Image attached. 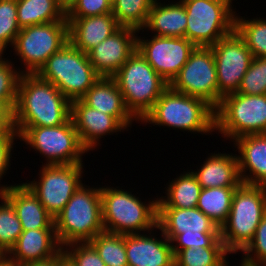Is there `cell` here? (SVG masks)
<instances>
[{
	"label": "cell",
	"mask_w": 266,
	"mask_h": 266,
	"mask_svg": "<svg viewBox=\"0 0 266 266\" xmlns=\"http://www.w3.org/2000/svg\"><path fill=\"white\" fill-rule=\"evenodd\" d=\"M71 115V102L37 74H21L13 110L14 126H59Z\"/></svg>",
	"instance_id": "obj_1"
},
{
	"label": "cell",
	"mask_w": 266,
	"mask_h": 266,
	"mask_svg": "<svg viewBox=\"0 0 266 266\" xmlns=\"http://www.w3.org/2000/svg\"><path fill=\"white\" fill-rule=\"evenodd\" d=\"M139 123L171 127L183 133L213 135L215 109L205 100L179 93L169 86Z\"/></svg>",
	"instance_id": "obj_2"
},
{
	"label": "cell",
	"mask_w": 266,
	"mask_h": 266,
	"mask_svg": "<svg viewBox=\"0 0 266 266\" xmlns=\"http://www.w3.org/2000/svg\"><path fill=\"white\" fill-rule=\"evenodd\" d=\"M122 187L100 186L104 231L128 235L156 229L159 196L143 202L137 194Z\"/></svg>",
	"instance_id": "obj_3"
},
{
	"label": "cell",
	"mask_w": 266,
	"mask_h": 266,
	"mask_svg": "<svg viewBox=\"0 0 266 266\" xmlns=\"http://www.w3.org/2000/svg\"><path fill=\"white\" fill-rule=\"evenodd\" d=\"M92 186L82 183L54 218L56 236L62 247L89 242L104 231L100 185Z\"/></svg>",
	"instance_id": "obj_4"
},
{
	"label": "cell",
	"mask_w": 266,
	"mask_h": 266,
	"mask_svg": "<svg viewBox=\"0 0 266 266\" xmlns=\"http://www.w3.org/2000/svg\"><path fill=\"white\" fill-rule=\"evenodd\" d=\"M265 214L266 186L242 183L236 188L228 219L220 227V238L231 255L241 253L253 240Z\"/></svg>",
	"instance_id": "obj_5"
},
{
	"label": "cell",
	"mask_w": 266,
	"mask_h": 266,
	"mask_svg": "<svg viewBox=\"0 0 266 266\" xmlns=\"http://www.w3.org/2000/svg\"><path fill=\"white\" fill-rule=\"evenodd\" d=\"M112 78L122 93L127 110L137 120V124L169 87V83L152 68L137 49Z\"/></svg>",
	"instance_id": "obj_6"
},
{
	"label": "cell",
	"mask_w": 266,
	"mask_h": 266,
	"mask_svg": "<svg viewBox=\"0 0 266 266\" xmlns=\"http://www.w3.org/2000/svg\"><path fill=\"white\" fill-rule=\"evenodd\" d=\"M36 74L56 86L70 102L81 99L100 78L88 54L70 42L50 56Z\"/></svg>",
	"instance_id": "obj_7"
},
{
	"label": "cell",
	"mask_w": 266,
	"mask_h": 266,
	"mask_svg": "<svg viewBox=\"0 0 266 266\" xmlns=\"http://www.w3.org/2000/svg\"><path fill=\"white\" fill-rule=\"evenodd\" d=\"M14 128L19 134V140L41 154L46 165L84 163L83 156L89 153L82 145L71 117L59 126Z\"/></svg>",
	"instance_id": "obj_8"
},
{
	"label": "cell",
	"mask_w": 266,
	"mask_h": 266,
	"mask_svg": "<svg viewBox=\"0 0 266 266\" xmlns=\"http://www.w3.org/2000/svg\"><path fill=\"white\" fill-rule=\"evenodd\" d=\"M157 227L171 241L174 255L183 249L210 247L220 228L200 209L158 207Z\"/></svg>",
	"instance_id": "obj_9"
},
{
	"label": "cell",
	"mask_w": 266,
	"mask_h": 266,
	"mask_svg": "<svg viewBox=\"0 0 266 266\" xmlns=\"http://www.w3.org/2000/svg\"><path fill=\"white\" fill-rule=\"evenodd\" d=\"M215 133L232 141L249 134L266 133V94L232 93L215 109Z\"/></svg>",
	"instance_id": "obj_10"
},
{
	"label": "cell",
	"mask_w": 266,
	"mask_h": 266,
	"mask_svg": "<svg viewBox=\"0 0 266 266\" xmlns=\"http://www.w3.org/2000/svg\"><path fill=\"white\" fill-rule=\"evenodd\" d=\"M187 13L185 38L195 46L211 47L235 28L233 0H180Z\"/></svg>",
	"instance_id": "obj_11"
},
{
	"label": "cell",
	"mask_w": 266,
	"mask_h": 266,
	"mask_svg": "<svg viewBox=\"0 0 266 266\" xmlns=\"http://www.w3.org/2000/svg\"><path fill=\"white\" fill-rule=\"evenodd\" d=\"M69 42L67 21L33 25L21 28L12 46L18 56L21 74H36L47 59ZM23 64V65H22ZM24 68V69H22Z\"/></svg>",
	"instance_id": "obj_12"
},
{
	"label": "cell",
	"mask_w": 266,
	"mask_h": 266,
	"mask_svg": "<svg viewBox=\"0 0 266 266\" xmlns=\"http://www.w3.org/2000/svg\"><path fill=\"white\" fill-rule=\"evenodd\" d=\"M84 163L41 165L37 179L23 182L37 196L46 211L55 216L83 183ZM39 175V176H38ZM29 181V182H28Z\"/></svg>",
	"instance_id": "obj_13"
},
{
	"label": "cell",
	"mask_w": 266,
	"mask_h": 266,
	"mask_svg": "<svg viewBox=\"0 0 266 266\" xmlns=\"http://www.w3.org/2000/svg\"><path fill=\"white\" fill-rule=\"evenodd\" d=\"M169 86L179 93L201 98L216 109L218 82L212 48L196 46Z\"/></svg>",
	"instance_id": "obj_14"
},
{
	"label": "cell",
	"mask_w": 266,
	"mask_h": 266,
	"mask_svg": "<svg viewBox=\"0 0 266 266\" xmlns=\"http://www.w3.org/2000/svg\"><path fill=\"white\" fill-rule=\"evenodd\" d=\"M211 48L216 64L219 106L224 96L237 92L253 55L235 30Z\"/></svg>",
	"instance_id": "obj_15"
},
{
	"label": "cell",
	"mask_w": 266,
	"mask_h": 266,
	"mask_svg": "<svg viewBox=\"0 0 266 266\" xmlns=\"http://www.w3.org/2000/svg\"><path fill=\"white\" fill-rule=\"evenodd\" d=\"M145 35L141 37L137 34V50L152 68L170 84L179 74L196 46L185 37L149 35L150 38H148Z\"/></svg>",
	"instance_id": "obj_16"
},
{
	"label": "cell",
	"mask_w": 266,
	"mask_h": 266,
	"mask_svg": "<svg viewBox=\"0 0 266 266\" xmlns=\"http://www.w3.org/2000/svg\"><path fill=\"white\" fill-rule=\"evenodd\" d=\"M138 30L120 27L89 53V61L100 77H112L137 49Z\"/></svg>",
	"instance_id": "obj_17"
},
{
	"label": "cell",
	"mask_w": 266,
	"mask_h": 266,
	"mask_svg": "<svg viewBox=\"0 0 266 266\" xmlns=\"http://www.w3.org/2000/svg\"><path fill=\"white\" fill-rule=\"evenodd\" d=\"M70 117L88 152L101 146L102 137L129 131L116 117L89 107L81 99L71 101Z\"/></svg>",
	"instance_id": "obj_18"
},
{
	"label": "cell",
	"mask_w": 266,
	"mask_h": 266,
	"mask_svg": "<svg viewBox=\"0 0 266 266\" xmlns=\"http://www.w3.org/2000/svg\"><path fill=\"white\" fill-rule=\"evenodd\" d=\"M125 250L128 266H175L171 241L158 227L148 233L125 235Z\"/></svg>",
	"instance_id": "obj_19"
},
{
	"label": "cell",
	"mask_w": 266,
	"mask_h": 266,
	"mask_svg": "<svg viewBox=\"0 0 266 266\" xmlns=\"http://www.w3.org/2000/svg\"><path fill=\"white\" fill-rule=\"evenodd\" d=\"M232 142L238 150L236 156L242 182L266 186V133L244 135Z\"/></svg>",
	"instance_id": "obj_20"
},
{
	"label": "cell",
	"mask_w": 266,
	"mask_h": 266,
	"mask_svg": "<svg viewBox=\"0 0 266 266\" xmlns=\"http://www.w3.org/2000/svg\"><path fill=\"white\" fill-rule=\"evenodd\" d=\"M62 250L55 229H35L23 231L6 255L20 264H27L48 260Z\"/></svg>",
	"instance_id": "obj_21"
},
{
	"label": "cell",
	"mask_w": 266,
	"mask_h": 266,
	"mask_svg": "<svg viewBox=\"0 0 266 266\" xmlns=\"http://www.w3.org/2000/svg\"><path fill=\"white\" fill-rule=\"evenodd\" d=\"M66 20L69 42L86 54L121 27L112 13Z\"/></svg>",
	"instance_id": "obj_22"
},
{
	"label": "cell",
	"mask_w": 266,
	"mask_h": 266,
	"mask_svg": "<svg viewBox=\"0 0 266 266\" xmlns=\"http://www.w3.org/2000/svg\"><path fill=\"white\" fill-rule=\"evenodd\" d=\"M1 194L11 203L21 222L22 230L55 229L52 217L37 196L22 181Z\"/></svg>",
	"instance_id": "obj_23"
},
{
	"label": "cell",
	"mask_w": 266,
	"mask_h": 266,
	"mask_svg": "<svg viewBox=\"0 0 266 266\" xmlns=\"http://www.w3.org/2000/svg\"><path fill=\"white\" fill-rule=\"evenodd\" d=\"M223 152L210 153L197 170L190 169L202 188L239 187L243 183L236 154Z\"/></svg>",
	"instance_id": "obj_24"
},
{
	"label": "cell",
	"mask_w": 266,
	"mask_h": 266,
	"mask_svg": "<svg viewBox=\"0 0 266 266\" xmlns=\"http://www.w3.org/2000/svg\"><path fill=\"white\" fill-rule=\"evenodd\" d=\"M174 1L154 0L147 22L142 29L138 30L137 34L142 36L146 31H151V35L155 36L185 37L186 9L180 0Z\"/></svg>",
	"instance_id": "obj_25"
},
{
	"label": "cell",
	"mask_w": 266,
	"mask_h": 266,
	"mask_svg": "<svg viewBox=\"0 0 266 266\" xmlns=\"http://www.w3.org/2000/svg\"><path fill=\"white\" fill-rule=\"evenodd\" d=\"M81 100L93 109L116 117L128 130L137 121L127 110L122 93L112 77H100Z\"/></svg>",
	"instance_id": "obj_26"
},
{
	"label": "cell",
	"mask_w": 266,
	"mask_h": 266,
	"mask_svg": "<svg viewBox=\"0 0 266 266\" xmlns=\"http://www.w3.org/2000/svg\"><path fill=\"white\" fill-rule=\"evenodd\" d=\"M202 187L190 170L166 183L165 195L158 197V207L196 208Z\"/></svg>",
	"instance_id": "obj_27"
},
{
	"label": "cell",
	"mask_w": 266,
	"mask_h": 266,
	"mask_svg": "<svg viewBox=\"0 0 266 266\" xmlns=\"http://www.w3.org/2000/svg\"><path fill=\"white\" fill-rule=\"evenodd\" d=\"M17 19L20 28L67 21L66 12L56 0H17Z\"/></svg>",
	"instance_id": "obj_28"
},
{
	"label": "cell",
	"mask_w": 266,
	"mask_h": 266,
	"mask_svg": "<svg viewBox=\"0 0 266 266\" xmlns=\"http://www.w3.org/2000/svg\"><path fill=\"white\" fill-rule=\"evenodd\" d=\"M237 187L202 188L197 208L220 228L228 219L233 194Z\"/></svg>",
	"instance_id": "obj_29"
},
{
	"label": "cell",
	"mask_w": 266,
	"mask_h": 266,
	"mask_svg": "<svg viewBox=\"0 0 266 266\" xmlns=\"http://www.w3.org/2000/svg\"><path fill=\"white\" fill-rule=\"evenodd\" d=\"M229 252L219 237L210 247L183 249L174 255L175 266H222Z\"/></svg>",
	"instance_id": "obj_30"
},
{
	"label": "cell",
	"mask_w": 266,
	"mask_h": 266,
	"mask_svg": "<svg viewBox=\"0 0 266 266\" xmlns=\"http://www.w3.org/2000/svg\"><path fill=\"white\" fill-rule=\"evenodd\" d=\"M234 30L243 39L253 57L266 58V19L245 18L236 12Z\"/></svg>",
	"instance_id": "obj_31"
},
{
	"label": "cell",
	"mask_w": 266,
	"mask_h": 266,
	"mask_svg": "<svg viewBox=\"0 0 266 266\" xmlns=\"http://www.w3.org/2000/svg\"><path fill=\"white\" fill-rule=\"evenodd\" d=\"M154 0H114L112 15L121 27L142 29L148 19V15Z\"/></svg>",
	"instance_id": "obj_32"
},
{
	"label": "cell",
	"mask_w": 266,
	"mask_h": 266,
	"mask_svg": "<svg viewBox=\"0 0 266 266\" xmlns=\"http://www.w3.org/2000/svg\"><path fill=\"white\" fill-rule=\"evenodd\" d=\"M89 243L95 248L106 266H128L125 235L103 231Z\"/></svg>",
	"instance_id": "obj_33"
},
{
	"label": "cell",
	"mask_w": 266,
	"mask_h": 266,
	"mask_svg": "<svg viewBox=\"0 0 266 266\" xmlns=\"http://www.w3.org/2000/svg\"><path fill=\"white\" fill-rule=\"evenodd\" d=\"M23 232L11 203L0 193V250L7 254Z\"/></svg>",
	"instance_id": "obj_34"
},
{
	"label": "cell",
	"mask_w": 266,
	"mask_h": 266,
	"mask_svg": "<svg viewBox=\"0 0 266 266\" xmlns=\"http://www.w3.org/2000/svg\"><path fill=\"white\" fill-rule=\"evenodd\" d=\"M0 53V102L5 104L12 112L17 100V87L20 78V67H16L13 60L4 58Z\"/></svg>",
	"instance_id": "obj_35"
},
{
	"label": "cell",
	"mask_w": 266,
	"mask_h": 266,
	"mask_svg": "<svg viewBox=\"0 0 266 266\" xmlns=\"http://www.w3.org/2000/svg\"><path fill=\"white\" fill-rule=\"evenodd\" d=\"M21 28L17 19V0H0V53H5L15 42Z\"/></svg>",
	"instance_id": "obj_36"
},
{
	"label": "cell",
	"mask_w": 266,
	"mask_h": 266,
	"mask_svg": "<svg viewBox=\"0 0 266 266\" xmlns=\"http://www.w3.org/2000/svg\"><path fill=\"white\" fill-rule=\"evenodd\" d=\"M237 93L245 95L266 94V58L253 57L250 67L243 76Z\"/></svg>",
	"instance_id": "obj_37"
},
{
	"label": "cell",
	"mask_w": 266,
	"mask_h": 266,
	"mask_svg": "<svg viewBox=\"0 0 266 266\" xmlns=\"http://www.w3.org/2000/svg\"><path fill=\"white\" fill-rule=\"evenodd\" d=\"M241 254V259L253 266H266V214L256 228L253 240Z\"/></svg>",
	"instance_id": "obj_38"
},
{
	"label": "cell",
	"mask_w": 266,
	"mask_h": 266,
	"mask_svg": "<svg viewBox=\"0 0 266 266\" xmlns=\"http://www.w3.org/2000/svg\"><path fill=\"white\" fill-rule=\"evenodd\" d=\"M64 254L75 266H106L89 242H74L63 247Z\"/></svg>",
	"instance_id": "obj_39"
},
{
	"label": "cell",
	"mask_w": 266,
	"mask_h": 266,
	"mask_svg": "<svg viewBox=\"0 0 266 266\" xmlns=\"http://www.w3.org/2000/svg\"><path fill=\"white\" fill-rule=\"evenodd\" d=\"M19 141V134L16 131V129L13 127L9 132L3 133L0 135V182L1 179L5 177L7 172L9 173L8 170H11V162L13 159L12 158V151L14 150V146L16 147V143ZM14 184H6V185H1L0 183V193L3 191L7 190L8 188L12 187Z\"/></svg>",
	"instance_id": "obj_40"
},
{
	"label": "cell",
	"mask_w": 266,
	"mask_h": 266,
	"mask_svg": "<svg viewBox=\"0 0 266 266\" xmlns=\"http://www.w3.org/2000/svg\"><path fill=\"white\" fill-rule=\"evenodd\" d=\"M107 13H112V4L108 0H77L66 12V18H83Z\"/></svg>",
	"instance_id": "obj_41"
},
{
	"label": "cell",
	"mask_w": 266,
	"mask_h": 266,
	"mask_svg": "<svg viewBox=\"0 0 266 266\" xmlns=\"http://www.w3.org/2000/svg\"><path fill=\"white\" fill-rule=\"evenodd\" d=\"M13 127V112L0 102V135L9 132Z\"/></svg>",
	"instance_id": "obj_42"
},
{
	"label": "cell",
	"mask_w": 266,
	"mask_h": 266,
	"mask_svg": "<svg viewBox=\"0 0 266 266\" xmlns=\"http://www.w3.org/2000/svg\"><path fill=\"white\" fill-rule=\"evenodd\" d=\"M58 264H59V254L48 260L31 262L24 264V266H58Z\"/></svg>",
	"instance_id": "obj_43"
},
{
	"label": "cell",
	"mask_w": 266,
	"mask_h": 266,
	"mask_svg": "<svg viewBox=\"0 0 266 266\" xmlns=\"http://www.w3.org/2000/svg\"><path fill=\"white\" fill-rule=\"evenodd\" d=\"M0 266H24L17 261L10 259L6 254L0 257Z\"/></svg>",
	"instance_id": "obj_44"
},
{
	"label": "cell",
	"mask_w": 266,
	"mask_h": 266,
	"mask_svg": "<svg viewBox=\"0 0 266 266\" xmlns=\"http://www.w3.org/2000/svg\"><path fill=\"white\" fill-rule=\"evenodd\" d=\"M58 266H75L74 263L64 254L63 250L59 253Z\"/></svg>",
	"instance_id": "obj_45"
},
{
	"label": "cell",
	"mask_w": 266,
	"mask_h": 266,
	"mask_svg": "<svg viewBox=\"0 0 266 266\" xmlns=\"http://www.w3.org/2000/svg\"><path fill=\"white\" fill-rule=\"evenodd\" d=\"M77 0H56L61 8L67 12Z\"/></svg>",
	"instance_id": "obj_46"
},
{
	"label": "cell",
	"mask_w": 266,
	"mask_h": 266,
	"mask_svg": "<svg viewBox=\"0 0 266 266\" xmlns=\"http://www.w3.org/2000/svg\"><path fill=\"white\" fill-rule=\"evenodd\" d=\"M239 261H241V262H239L240 265H238V266H253V265H251V264H249L243 260H239ZM229 263H230V261L228 259L222 266H230Z\"/></svg>",
	"instance_id": "obj_47"
},
{
	"label": "cell",
	"mask_w": 266,
	"mask_h": 266,
	"mask_svg": "<svg viewBox=\"0 0 266 266\" xmlns=\"http://www.w3.org/2000/svg\"><path fill=\"white\" fill-rule=\"evenodd\" d=\"M5 254L0 250V257H3Z\"/></svg>",
	"instance_id": "obj_48"
}]
</instances>
